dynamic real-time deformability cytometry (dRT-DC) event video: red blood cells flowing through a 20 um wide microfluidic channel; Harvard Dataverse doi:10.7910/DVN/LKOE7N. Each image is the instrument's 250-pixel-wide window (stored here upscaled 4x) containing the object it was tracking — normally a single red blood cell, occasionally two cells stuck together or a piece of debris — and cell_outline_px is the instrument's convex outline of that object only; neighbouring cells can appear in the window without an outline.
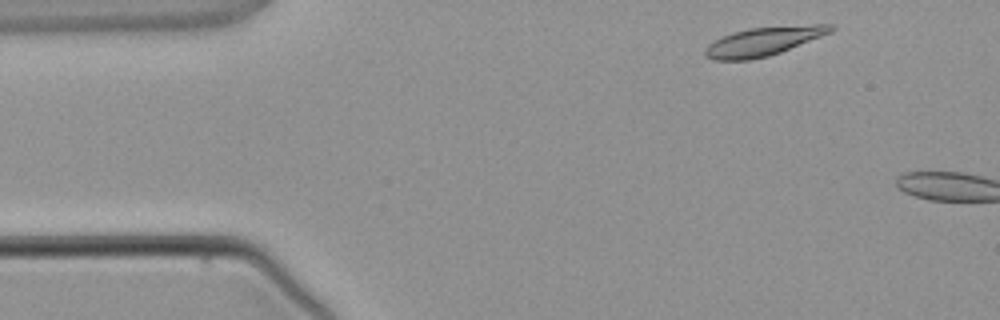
{"species": "common noctule bat (a hibernating species)", "species_latin": "Nyctalus noctula", "temperature_condition": "warm", "stored_images_in_passage": 3, "camera_frame_rate_fps": 3000, "um_per_image_px": 0.085, "animal": {"sex": "male", "body_mass_g": 21.5, "forearm_length_mm": 52.0}, "frame": {"image": 1, "passage_image": 1, "time_ms": 0.0, "image_size_px": [1000, 320], "cell_outline_px": [[836, 28], [832, 32], [780, 52], [768, 56], [748, 60], [712, 60], [704, 56], [704, 48], [708, 44], [732, 32], [748, 28], [812, 24], [832, 24]], "centroid_in_image_um": [64.89, 3.51], "position_along_channel_um": 20.1, "area_um2": 21.04}}